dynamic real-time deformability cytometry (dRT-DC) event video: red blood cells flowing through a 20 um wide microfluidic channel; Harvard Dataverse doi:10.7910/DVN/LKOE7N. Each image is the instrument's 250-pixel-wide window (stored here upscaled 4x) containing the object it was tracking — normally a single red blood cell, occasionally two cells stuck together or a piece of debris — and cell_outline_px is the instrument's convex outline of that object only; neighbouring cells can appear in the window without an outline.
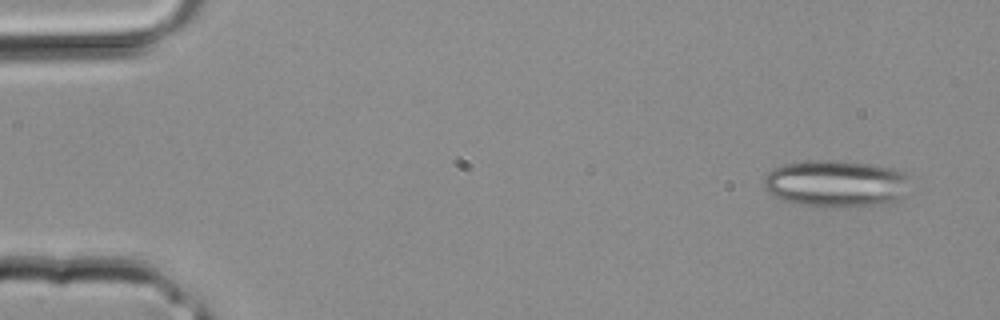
{"species": "common noctule bat (a hibernating species)", "species_latin": "Nyctalus noctula", "temperature_condition": "room temperature", "stored_images_in_passage": 3, "camera_frame_rate_fps": 3000, "um_per_image_px": 0.085, "animal": {"sex": "male", "body_mass_g": 20.4}, "frame": {"image": 1, "passage_image": 1, "time_ms": 0.0, "image_size_px": [1000, 320], "cell_outline_px": [[912, 176], [904, 200], [896, 204], [848, 208], [816, 208], [792, 204], [768, 192], [764, 188], [764, 180], [768, 172], [772, 168], [784, 164], [808, 160], [840, 160], [872, 164], [892, 168], [908, 172]], "centroid_in_image_um": [71.17, 15.65], "position_along_channel_um": 13.8, "area_um2": 42.02}}